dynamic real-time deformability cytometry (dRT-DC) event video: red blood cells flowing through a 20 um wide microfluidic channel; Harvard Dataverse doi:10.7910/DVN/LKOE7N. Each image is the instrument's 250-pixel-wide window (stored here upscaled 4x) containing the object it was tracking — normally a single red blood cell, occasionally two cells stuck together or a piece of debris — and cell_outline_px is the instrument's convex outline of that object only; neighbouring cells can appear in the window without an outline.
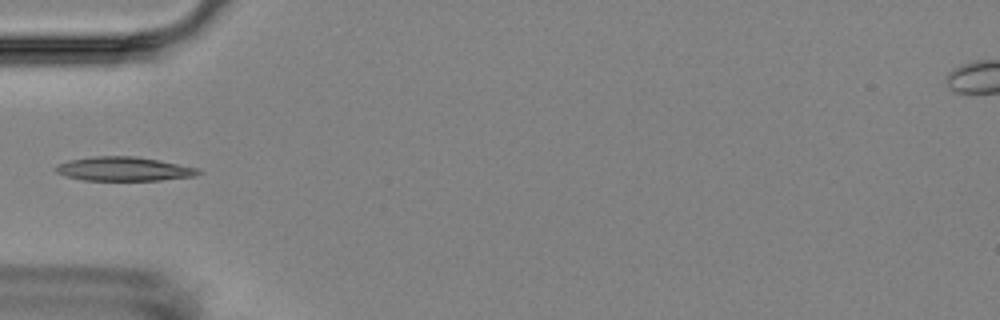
{"species": "Egyptian fruit bat (a non-hibernating species)", "species_latin": "Rousettus aegyptiacus", "temperature_condition": "room temperature", "stored_images_in_passage": 1, "camera_frame_rate_fps": 3000, "um_per_image_px": 0.085, "animal": {"sex": "female"}, "frame": {"image": 1, "passage_image": 1, "time_ms": 0.0, "image_size_px": [1000, 320], "cell_outline_px": [[204, 172], [196, 176], [160, 180], [84, 180], [64, 176], [56, 172], [56, 164], [68, 160], [92, 156], [136, 156], [160, 160], [200, 168]], "centroid_in_image_um": [10.56, 14.35], "position_along_channel_um": 74.4, "area_um2": 20.23}}